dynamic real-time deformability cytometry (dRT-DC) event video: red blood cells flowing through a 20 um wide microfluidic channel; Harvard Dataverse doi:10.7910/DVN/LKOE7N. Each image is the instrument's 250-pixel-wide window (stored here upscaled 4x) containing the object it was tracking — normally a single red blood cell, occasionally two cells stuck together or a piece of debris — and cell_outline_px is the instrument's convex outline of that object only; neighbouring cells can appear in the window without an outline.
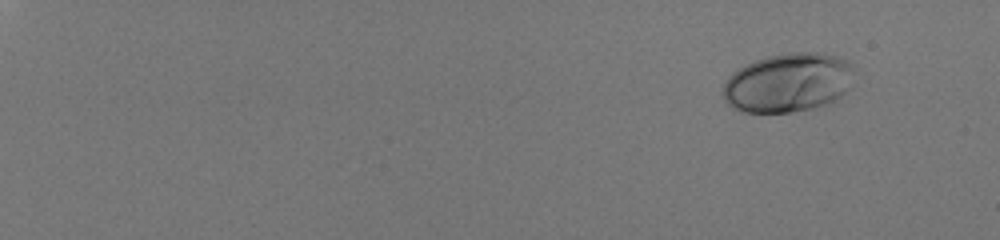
{"species": "human", "species_latin": "Homo sapiens", "temperature_condition": "room temperature", "stored_images_in_passage": 51, "camera_frame_rate_fps": 3000, "um_per_image_px": 0.085, "donor": {"sex": "male"}, "frame": {"image": 1, "passage_image": 1, "time_ms": 0.0, "image_size_px": [1000, 240], "cell_outline_px": [[856, 68], [848, 88], [840, 96], [824, 104], [812, 108], [792, 112], [744, 112], [732, 108], [724, 100], [724, 84], [728, 76], [732, 72], [756, 60], [768, 56], [788, 52], [824, 52], [848, 60]], "centroid_in_image_um": [67.0, 7.0], "position_along_channel_um": 18.0, "area_um2": 45.2}}
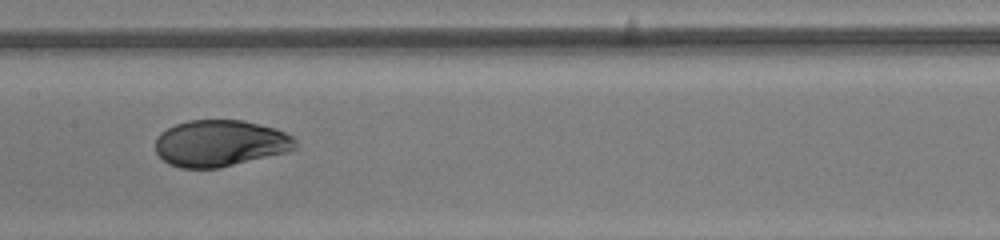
{"frame": {"image": 2, "passage_image": 30, "time_ms": 9.667, "image_size_px": [1000, 240], "cell_outline_px": [[296, 148], [288, 152], [220, 168], [180, 168], [168, 164], [156, 152], [156, 140], [160, 132], [176, 124], [188, 120], [244, 120], [276, 128], [292, 136], [296, 140]], "centroid_in_image_um": [18.73, 12.18], "position_along_channel_um": 188.7, "area_um2": 38.15}}
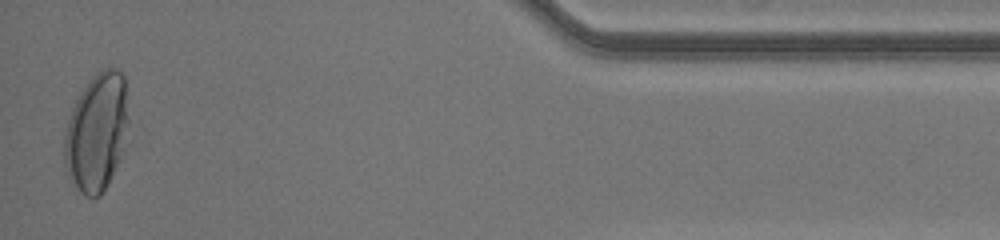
{"frame": {"image": 3, "passage_image": 51, "time_ms": 16.667, "image_size_px": [1000, 240], "cell_outline_px": [[136, 132], [132, 140], [100, 196], [84, 196], [80, 192], [68, 176], [64, 164], [64, 132], [72, 108], [80, 92], [88, 80], [96, 72], [112, 64], [124, 72], [136, 128]], "centroid_in_image_um": [8.38, 11.14], "position_along_channel_um": 426.8, "area_um2": 47.4}, "authors_computed_cell_mechanics": {"area_um2": 39.2462, "velocity_mm_per_s": 4.0747, "shape_relaxation_time_tau1_ms": 4.2403, "shape_relaxation_time_tau2_ms": null, "deformation_change_tau1": 0.1853, "deformation_change_tau2": null}}